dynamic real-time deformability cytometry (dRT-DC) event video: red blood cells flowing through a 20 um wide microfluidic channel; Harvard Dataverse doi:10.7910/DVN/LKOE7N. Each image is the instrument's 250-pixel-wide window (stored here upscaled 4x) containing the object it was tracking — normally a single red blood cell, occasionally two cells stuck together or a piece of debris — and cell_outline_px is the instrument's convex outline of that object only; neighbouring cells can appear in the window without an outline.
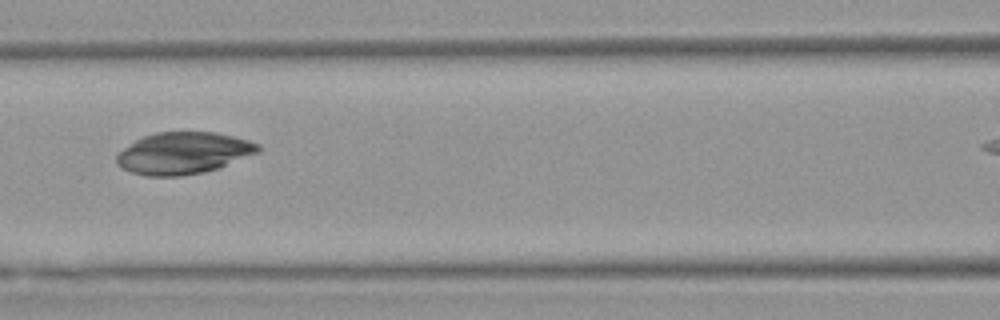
{"species": "Egyptian fruit bat (a non-hibernating species)", "species_latin": "Rousettus aegyptiacus", "temperature_condition": "warm", "stored_images_in_passage": 5, "camera_frame_rate_fps": 3000, "um_per_image_px": 0.085, "animal": {"sex": "female"}, "frame": {"image": 1, "passage_image": 4, "time_ms": 1.0, "image_size_px": [1000, 320], "cell_outline_px": [[260, 152], [216, 168], [204, 172], [180, 176], [144, 176], [120, 168], [116, 164], [116, 156], [124, 148], [136, 140], [144, 136], [156, 132], [216, 132], [248, 140], [260, 144]], "centroid_in_image_um": [15.57, 13.02], "position_along_channel_um": 151.0, "area_um2": 34.33}}
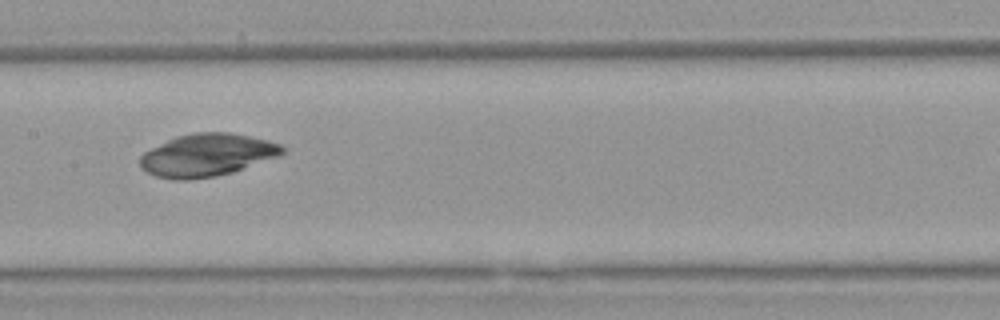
{"frame": {"image": 2, "passage_image": 5, "time_ms": 1.333, "image_size_px": [1000, 320], "cell_outline_px": [[284, 152], [280, 156], [232, 172], [216, 176], [188, 180], [172, 180], [156, 176], [140, 168], [140, 156], [144, 152], [176, 136], [196, 132], [228, 132], [268, 140], [280, 144], [284, 148]], "centroid_in_image_um": [17.59, 13.19], "position_along_channel_um": 189.8, "area_um2": 35.26}}